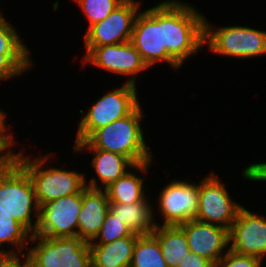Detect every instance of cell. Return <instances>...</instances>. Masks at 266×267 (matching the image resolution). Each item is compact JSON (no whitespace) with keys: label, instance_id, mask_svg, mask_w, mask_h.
I'll list each match as a JSON object with an SVG mask.
<instances>
[{"label":"cell","instance_id":"6da1fadb","mask_svg":"<svg viewBox=\"0 0 266 267\" xmlns=\"http://www.w3.org/2000/svg\"><path fill=\"white\" fill-rule=\"evenodd\" d=\"M204 16L180 0L163 1V47L181 67L204 46Z\"/></svg>","mask_w":266,"mask_h":267},{"label":"cell","instance_id":"7a4b0ae2","mask_svg":"<svg viewBox=\"0 0 266 267\" xmlns=\"http://www.w3.org/2000/svg\"><path fill=\"white\" fill-rule=\"evenodd\" d=\"M139 105L131 114L96 130L86 141L75 143L74 153L83 149H101L127 157L134 165L152 161L141 128L144 118Z\"/></svg>","mask_w":266,"mask_h":267},{"label":"cell","instance_id":"3957f363","mask_svg":"<svg viewBox=\"0 0 266 267\" xmlns=\"http://www.w3.org/2000/svg\"><path fill=\"white\" fill-rule=\"evenodd\" d=\"M48 157L46 154L31 160L29 156L24 157L22 152L16 155V162L27 172L33 183L39 207L49 201L81 193L86 188L83 173L56 167L45 169Z\"/></svg>","mask_w":266,"mask_h":267},{"label":"cell","instance_id":"277c9868","mask_svg":"<svg viewBox=\"0 0 266 267\" xmlns=\"http://www.w3.org/2000/svg\"><path fill=\"white\" fill-rule=\"evenodd\" d=\"M0 208L22 224L31 235L35 233L40 207L29 175L16 161L9 168L0 170ZM31 215L36 217V221H32Z\"/></svg>","mask_w":266,"mask_h":267},{"label":"cell","instance_id":"5b68a950","mask_svg":"<svg viewBox=\"0 0 266 267\" xmlns=\"http://www.w3.org/2000/svg\"><path fill=\"white\" fill-rule=\"evenodd\" d=\"M35 240L37 245L25 253L30 267H91L89 242L79 237L31 235L30 242L35 244Z\"/></svg>","mask_w":266,"mask_h":267},{"label":"cell","instance_id":"8992f818","mask_svg":"<svg viewBox=\"0 0 266 267\" xmlns=\"http://www.w3.org/2000/svg\"><path fill=\"white\" fill-rule=\"evenodd\" d=\"M136 88L126 82L99 98L81 118L75 143L86 141L96 130L131 114L140 105Z\"/></svg>","mask_w":266,"mask_h":267},{"label":"cell","instance_id":"52a82bcc","mask_svg":"<svg viewBox=\"0 0 266 267\" xmlns=\"http://www.w3.org/2000/svg\"><path fill=\"white\" fill-rule=\"evenodd\" d=\"M204 44L211 53L233 58H253L266 55V31L247 26H226L214 30L204 19Z\"/></svg>","mask_w":266,"mask_h":267},{"label":"cell","instance_id":"ba28073f","mask_svg":"<svg viewBox=\"0 0 266 267\" xmlns=\"http://www.w3.org/2000/svg\"><path fill=\"white\" fill-rule=\"evenodd\" d=\"M130 42L148 67L161 61L173 69L181 68L163 47V1L138 13Z\"/></svg>","mask_w":266,"mask_h":267},{"label":"cell","instance_id":"9c48e42d","mask_svg":"<svg viewBox=\"0 0 266 267\" xmlns=\"http://www.w3.org/2000/svg\"><path fill=\"white\" fill-rule=\"evenodd\" d=\"M219 180L215 173L210 172L201 183L199 182V201L195 219L230 230L242 206L232 201L226 187Z\"/></svg>","mask_w":266,"mask_h":267},{"label":"cell","instance_id":"30bf717a","mask_svg":"<svg viewBox=\"0 0 266 267\" xmlns=\"http://www.w3.org/2000/svg\"><path fill=\"white\" fill-rule=\"evenodd\" d=\"M81 208L82 192L41 205L38 226L33 235L47 238L77 237Z\"/></svg>","mask_w":266,"mask_h":267},{"label":"cell","instance_id":"8fae6325","mask_svg":"<svg viewBox=\"0 0 266 267\" xmlns=\"http://www.w3.org/2000/svg\"><path fill=\"white\" fill-rule=\"evenodd\" d=\"M83 66L90 63L110 73L129 76L128 83L136 85V76L149 67L130 41L98 47H85Z\"/></svg>","mask_w":266,"mask_h":267},{"label":"cell","instance_id":"7c38bea8","mask_svg":"<svg viewBox=\"0 0 266 267\" xmlns=\"http://www.w3.org/2000/svg\"><path fill=\"white\" fill-rule=\"evenodd\" d=\"M139 7V2L135 0H124L107 18L88 28L83 36L85 46L98 47L130 41Z\"/></svg>","mask_w":266,"mask_h":267},{"label":"cell","instance_id":"4fadbf2b","mask_svg":"<svg viewBox=\"0 0 266 267\" xmlns=\"http://www.w3.org/2000/svg\"><path fill=\"white\" fill-rule=\"evenodd\" d=\"M162 225H181L195 219L198 209V184L173 180L165 185L158 197Z\"/></svg>","mask_w":266,"mask_h":267},{"label":"cell","instance_id":"5bb4252c","mask_svg":"<svg viewBox=\"0 0 266 267\" xmlns=\"http://www.w3.org/2000/svg\"><path fill=\"white\" fill-rule=\"evenodd\" d=\"M229 249L239 254L266 257V217L241 207L229 230Z\"/></svg>","mask_w":266,"mask_h":267},{"label":"cell","instance_id":"9a60e30c","mask_svg":"<svg viewBox=\"0 0 266 267\" xmlns=\"http://www.w3.org/2000/svg\"><path fill=\"white\" fill-rule=\"evenodd\" d=\"M190 252L196 253L215 265L229 247V230L215 224L191 219L181 225ZM225 251V252H224Z\"/></svg>","mask_w":266,"mask_h":267},{"label":"cell","instance_id":"2e32d148","mask_svg":"<svg viewBox=\"0 0 266 267\" xmlns=\"http://www.w3.org/2000/svg\"><path fill=\"white\" fill-rule=\"evenodd\" d=\"M108 211L109 200L106 190L86 187L82 191V208L78 215L77 237L91 242L98 234Z\"/></svg>","mask_w":266,"mask_h":267},{"label":"cell","instance_id":"e0dca14e","mask_svg":"<svg viewBox=\"0 0 266 267\" xmlns=\"http://www.w3.org/2000/svg\"><path fill=\"white\" fill-rule=\"evenodd\" d=\"M93 151L94 157L91 161V166L95 169L97 178L101 181L102 186L98 185L97 178H91L90 181L86 184V187L92 189H103L105 190L113 182L120 179L128 169L147 172L148 167L151 165L152 161L134 165L127 157L119 155L113 152L104 151L101 149H85Z\"/></svg>","mask_w":266,"mask_h":267},{"label":"cell","instance_id":"ac0fdd59","mask_svg":"<svg viewBox=\"0 0 266 267\" xmlns=\"http://www.w3.org/2000/svg\"><path fill=\"white\" fill-rule=\"evenodd\" d=\"M138 234L106 244H89L91 267H130Z\"/></svg>","mask_w":266,"mask_h":267},{"label":"cell","instance_id":"d6986e66","mask_svg":"<svg viewBox=\"0 0 266 267\" xmlns=\"http://www.w3.org/2000/svg\"><path fill=\"white\" fill-rule=\"evenodd\" d=\"M109 211L123 221L132 233L138 235L151 234L156 226L153 207L147 198L130 204L109 202Z\"/></svg>","mask_w":266,"mask_h":267},{"label":"cell","instance_id":"ffe728a7","mask_svg":"<svg viewBox=\"0 0 266 267\" xmlns=\"http://www.w3.org/2000/svg\"><path fill=\"white\" fill-rule=\"evenodd\" d=\"M152 234L157 238L167 267H178L186 254L190 253L184 230L179 225L156 226Z\"/></svg>","mask_w":266,"mask_h":267},{"label":"cell","instance_id":"44dd1931","mask_svg":"<svg viewBox=\"0 0 266 267\" xmlns=\"http://www.w3.org/2000/svg\"><path fill=\"white\" fill-rule=\"evenodd\" d=\"M30 234V235H29ZM31 233L16 219L11 217L7 212L0 208V249L4 247L3 244L9 243L18 248L17 251L1 250L0 254H4L10 257H25L24 247L26 243L30 242ZM24 252V253H23Z\"/></svg>","mask_w":266,"mask_h":267},{"label":"cell","instance_id":"7402d4cb","mask_svg":"<svg viewBox=\"0 0 266 267\" xmlns=\"http://www.w3.org/2000/svg\"><path fill=\"white\" fill-rule=\"evenodd\" d=\"M144 179L132 171H127L120 179L113 182L105 190L109 202L132 203L139 202L146 198Z\"/></svg>","mask_w":266,"mask_h":267},{"label":"cell","instance_id":"603a6c76","mask_svg":"<svg viewBox=\"0 0 266 267\" xmlns=\"http://www.w3.org/2000/svg\"><path fill=\"white\" fill-rule=\"evenodd\" d=\"M130 267H167L160 244L152 233L138 236Z\"/></svg>","mask_w":266,"mask_h":267},{"label":"cell","instance_id":"cb8c5ba5","mask_svg":"<svg viewBox=\"0 0 266 267\" xmlns=\"http://www.w3.org/2000/svg\"><path fill=\"white\" fill-rule=\"evenodd\" d=\"M0 12V54L30 55L28 48L22 42L15 28L5 20Z\"/></svg>","mask_w":266,"mask_h":267},{"label":"cell","instance_id":"d4e9b609","mask_svg":"<svg viewBox=\"0 0 266 267\" xmlns=\"http://www.w3.org/2000/svg\"><path fill=\"white\" fill-rule=\"evenodd\" d=\"M131 234L125 223L108 211L98 234L89 244H106Z\"/></svg>","mask_w":266,"mask_h":267},{"label":"cell","instance_id":"484cf974","mask_svg":"<svg viewBox=\"0 0 266 267\" xmlns=\"http://www.w3.org/2000/svg\"><path fill=\"white\" fill-rule=\"evenodd\" d=\"M88 19L89 27L103 21L124 0H74Z\"/></svg>","mask_w":266,"mask_h":267},{"label":"cell","instance_id":"4316f807","mask_svg":"<svg viewBox=\"0 0 266 267\" xmlns=\"http://www.w3.org/2000/svg\"><path fill=\"white\" fill-rule=\"evenodd\" d=\"M30 55H1L0 54V81L21 75L30 69L32 59Z\"/></svg>","mask_w":266,"mask_h":267},{"label":"cell","instance_id":"83f0119b","mask_svg":"<svg viewBox=\"0 0 266 267\" xmlns=\"http://www.w3.org/2000/svg\"><path fill=\"white\" fill-rule=\"evenodd\" d=\"M228 250L214 267H262V260L252 255L239 254Z\"/></svg>","mask_w":266,"mask_h":267},{"label":"cell","instance_id":"f1b7e54d","mask_svg":"<svg viewBox=\"0 0 266 267\" xmlns=\"http://www.w3.org/2000/svg\"><path fill=\"white\" fill-rule=\"evenodd\" d=\"M15 141L11 134H0V170L9 168L15 161L17 153L10 150ZM9 148L8 152L6 151ZM6 151L5 154H3Z\"/></svg>","mask_w":266,"mask_h":267},{"label":"cell","instance_id":"f546056e","mask_svg":"<svg viewBox=\"0 0 266 267\" xmlns=\"http://www.w3.org/2000/svg\"><path fill=\"white\" fill-rule=\"evenodd\" d=\"M242 176L247 180L266 182V162L249 165L243 170Z\"/></svg>","mask_w":266,"mask_h":267},{"label":"cell","instance_id":"4dcf8cb0","mask_svg":"<svg viewBox=\"0 0 266 267\" xmlns=\"http://www.w3.org/2000/svg\"><path fill=\"white\" fill-rule=\"evenodd\" d=\"M178 267H214V265L204 257L190 252L185 255Z\"/></svg>","mask_w":266,"mask_h":267},{"label":"cell","instance_id":"1f68e13d","mask_svg":"<svg viewBox=\"0 0 266 267\" xmlns=\"http://www.w3.org/2000/svg\"><path fill=\"white\" fill-rule=\"evenodd\" d=\"M21 257H10L4 254H1V267H30L26 258L21 261Z\"/></svg>","mask_w":266,"mask_h":267},{"label":"cell","instance_id":"d6a6232c","mask_svg":"<svg viewBox=\"0 0 266 267\" xmlns=\"http://www.w3.org/2000/svg\"><path fill=\"white\" fill-rule=\"evenodd\" d=\"M6 113L0 109V134H7L8 128L5 123Z\"/></svg>","mask_w":266,"mask_h":267}]
</instances>
